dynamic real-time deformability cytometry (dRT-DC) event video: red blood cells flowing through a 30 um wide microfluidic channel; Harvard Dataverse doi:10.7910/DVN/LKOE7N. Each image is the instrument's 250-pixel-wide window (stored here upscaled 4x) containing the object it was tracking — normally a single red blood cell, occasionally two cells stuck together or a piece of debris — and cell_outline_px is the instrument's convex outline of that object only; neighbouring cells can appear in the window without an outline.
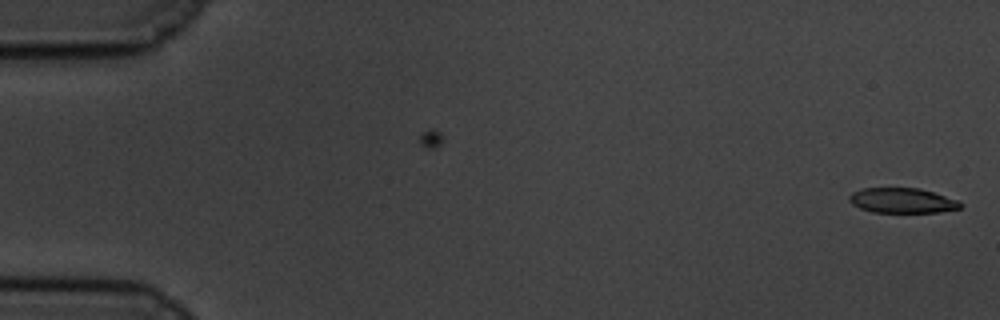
{"species": "common noctule bat (a hibernating species)", "species_latin": "Nyctalus noctula", "temperature_condition": "cold", "stored_images_in_passage": 58, "camera_frame_rate_fps": 3000, "um_per_image_px": 0.085, "animal": {"sex": "male", "body_mass_g": 19.5, "forearm_length_mm": 54.6}, "frame": {"image": 1, "passage_image": 1, "time_ms": 0.0, "image_size_px": [1000, 320], "cell_outline_px": [[964, 204], [960, 208], [940, 212], [872, 212], [860, 208], [852, 204], [848, 200], [848, 196], [852, 192], [860, 188], [920, 188], [960, 200]], "centroid_in_image_um": [76.7, 17.04], "position_along_channel_um": 8.3, "area_um2": 16.42}}
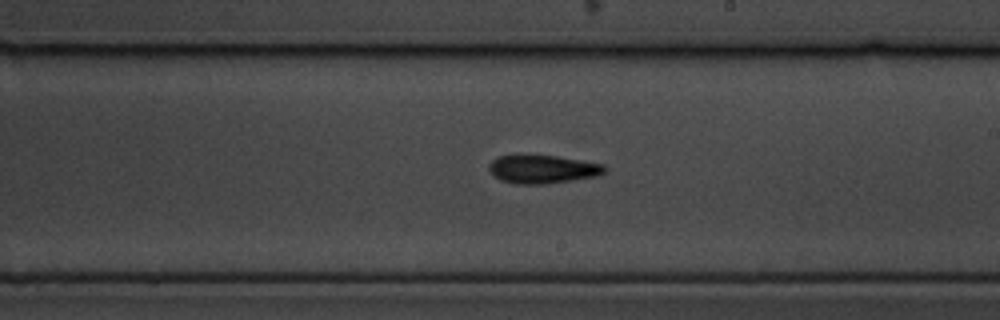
{"frame": {"image": 2, "passage_image": 34, "time_ms": 11.0, "image_size_px": [1000, 320], "cell_outline_px": [[608, 168], [600, 176], [544, 184], [516, 184], [500, 180], [488, 168], [488, 164], [496, 156], [520, 152], [556, 156], [604, 164]], "centroid_in_image_um": [46.09, 14.34], "position_along_channel_um": 242.9, "area_um2": 19.83}}
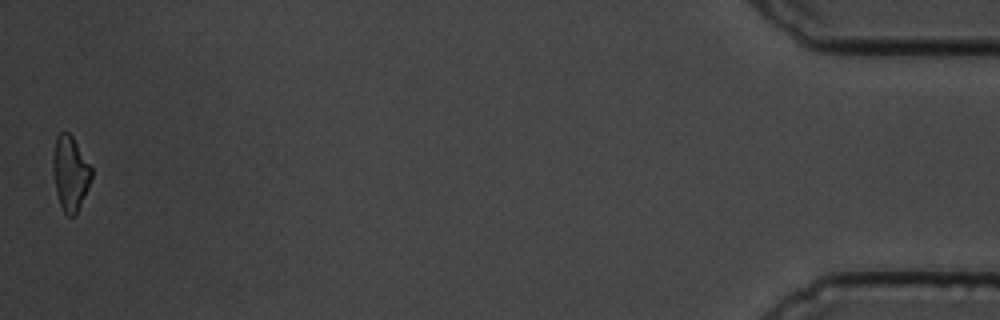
{"frame": {"image": 3, "passage_image": 58, "time_ms": 19.0, "image_size_px": [1000, 320], "cell_outline_px": [[92, 176], [88, 188], [76, 216], [68, 216], [64, 212], [60, 204], [56, 192], [52, 168], [52, 156], [56, 136], [60, 132], [68, 132], [72, 136], [92, 168]], "centroid_in_image_um": [5.96, 14.73], "position_along_channel_um": 429.2, "area_um2": 16.82}, "authors_computed_cell_mechanics": {"area_um2": 18.207, "velocity_mm_per_s": 3.4432, "shape_relaxation_time_tau1_ms": 3.135, "shape_relaxation_time_tau2_ms": 7.1027, "deformation_change_tau1": 0.1056, "deformation_change_tau2": 0.1677}}